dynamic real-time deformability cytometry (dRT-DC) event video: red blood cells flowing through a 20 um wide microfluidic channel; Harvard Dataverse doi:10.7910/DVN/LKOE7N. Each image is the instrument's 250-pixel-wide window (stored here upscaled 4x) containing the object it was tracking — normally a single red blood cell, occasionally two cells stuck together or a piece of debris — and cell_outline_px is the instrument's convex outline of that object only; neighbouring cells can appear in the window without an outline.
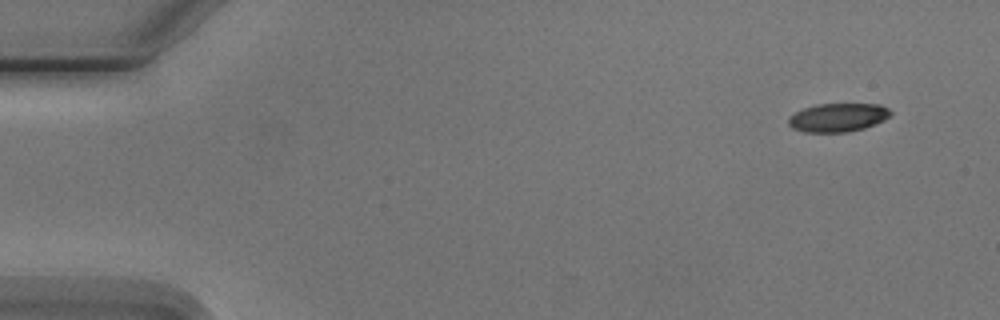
{"species": "Egyptian fruit bat (a non-hibernating species)", "species_latin": "Rousettus aegyptiacus", "temperature_condition": "cold", "stored_images_in_passage": 5, "camera_frame_rate_fps": 3000, "um_per_image_px": 0.085, "animal": {"sex": "male"}, "frame": {"image": 1, "passage_image": 5, "time_ms": 5.667, "image_size_px": [1000, 320], "cell_outline_px": [[892, 116], [884, 120], [864, 128], [848, 132], [804, 132], [792, 128], [788, 124], [788, 116], [804, 108], [816, 104], [880, 104], [888, 108], [892, 112]], "centroid_in_image_um": [71.23, 9.98], "position_along_channel_um": 13.8, "area_um2": 17.11}}